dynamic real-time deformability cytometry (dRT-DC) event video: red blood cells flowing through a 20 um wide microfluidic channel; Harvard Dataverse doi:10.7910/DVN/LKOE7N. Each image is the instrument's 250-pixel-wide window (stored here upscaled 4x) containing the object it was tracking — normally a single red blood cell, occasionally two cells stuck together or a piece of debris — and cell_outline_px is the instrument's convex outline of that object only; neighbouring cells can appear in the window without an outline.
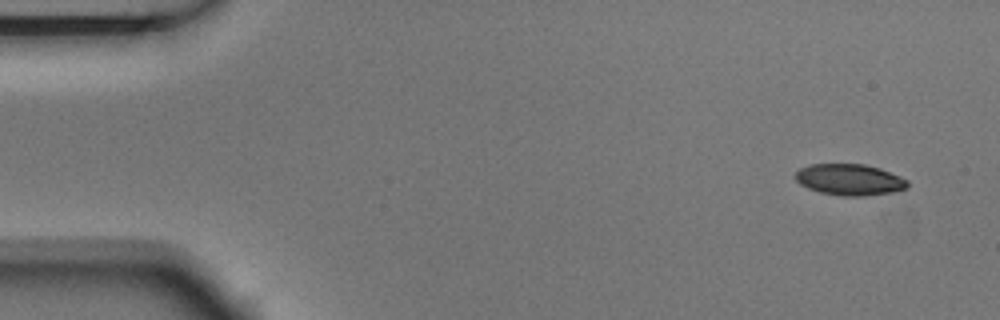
{"species": "Egyptian fruit bat (a non-hibernating species)", "species_latin": "Rousettus aegyptiacus", "temperature_condition": "room temperature", "stored_images_in_passage": 4, "camera_frame_rate_fps": 3000, "um_per_image_px": 0.085, "animal": {"sex": "male"}, "frame": {"image": 1, "passage_image": 1, "time_ms": 0.0, "image_size_px": [1000, 320], "cell_outline_px": [[908, 188], [892, 192], [864, 196], [844, 196], [820, 192], [808, 188], [800, 184], [796, 180], [796, 172], [800, 168], [808, 164], [864, 164], [880, 168], [900, 176], [908, 180]], "centroid_in_image_um": [72.23, 15.26], "position_along_channel_um": 12.8, "area_um2": 20.46}}
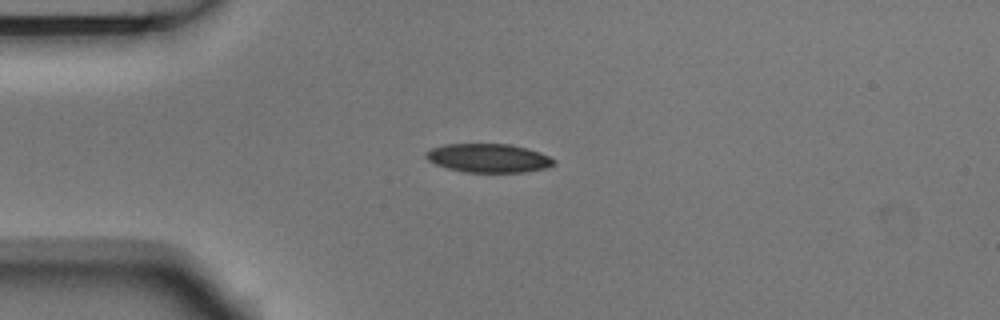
{"frame": {"image": 2, "passage_image": 4, "time_ms": 1.0, "image_size_px": [1000, 320], "cell_outline_px": [[556, 164], [548, 168], [524, 172], [464, 172], [448, 168], [436, 164], [428, 160], [424, 156], [424, 152], [432, 148], [444, 144], [512, 144], [540, 152], [556, 160]], "centroid_in_image_um": [41.53, 13.43], "position_along_channel_um": 43.5, "area_um2": 21.56}}